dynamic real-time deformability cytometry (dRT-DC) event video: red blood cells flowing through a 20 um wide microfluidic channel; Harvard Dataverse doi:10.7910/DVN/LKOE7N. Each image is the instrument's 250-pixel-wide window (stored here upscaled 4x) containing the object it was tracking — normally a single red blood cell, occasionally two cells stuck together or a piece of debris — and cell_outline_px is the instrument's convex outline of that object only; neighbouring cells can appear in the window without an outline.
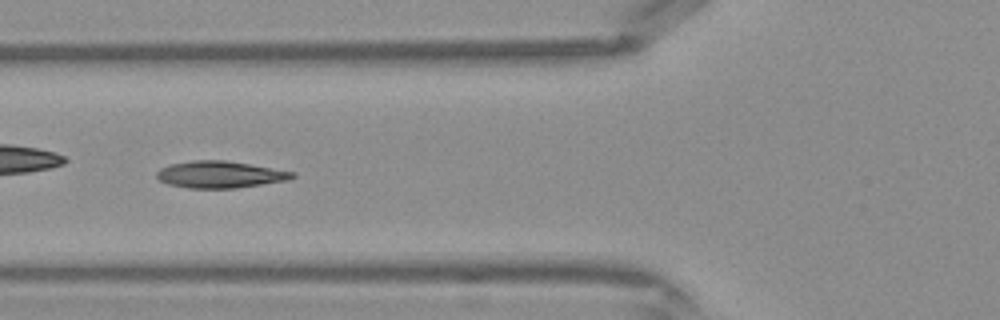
{"species": "Egyptian fruit bat (a non-hibernating species)", "species_latin": "Rousettus aegyptiacus", "temperature_condition": "warm", "stored_images_in_passage": 31, "camera_frame_rate_fps": 3000, "um_per_image_px": 0.085, "frame": {"image": 1, "passage_image": 5, "time_ms": 1.333, "image_size_px": [1000, 320], "cell_outline_px": [[296, 176], [288, 180], [236, 188], [188, 188], [168, 184], [160, 180], [156, 176], [156, 172], [160, 168], [168, 164], [192, 160], [224, 160], [296, 172]], "centroid_in_image_um": [18.67, 14.83], "position_along_channel_um": 107.1, "area_um2": 21.21}}
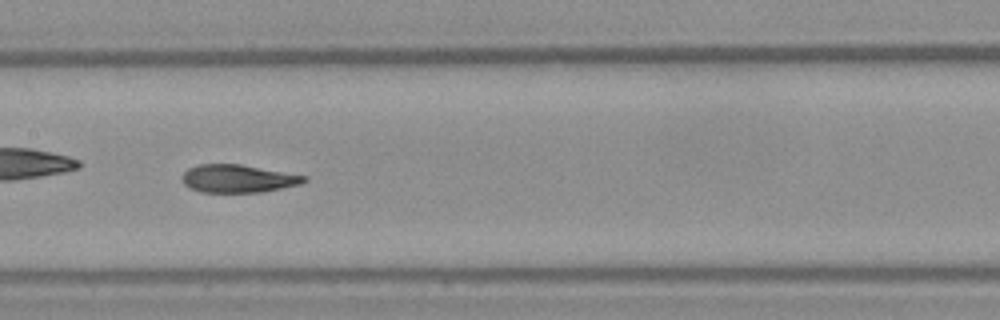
{"frame": {"image": 2, "passage_image": 10, "time_ms": 3.0, "image_size_px": [1000, 320], "cell_outline_px": [[308, 180], [300, 184], [260, 192], [200, 192], [188, 188], [180, 180], [180, 176], [188, 168], [200, 164], [240, 164], [308, 176]], "centroid_in_image_um": [20.18, 15.18], "position_along_channel_um": 187.2, "area_um2": 19.94}}
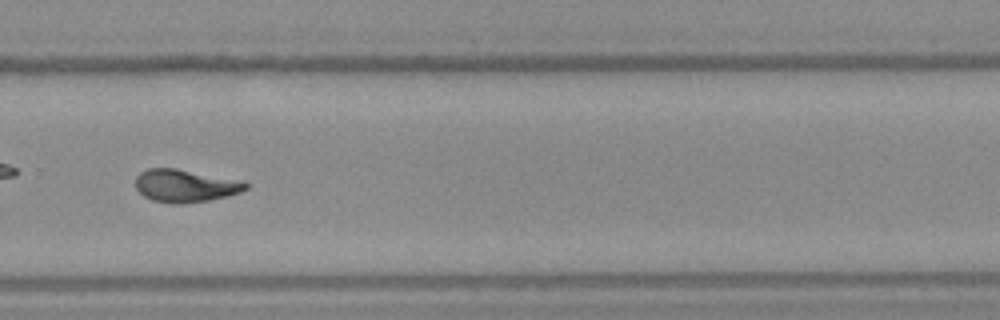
{"frame": {"image": 3, "passage_image": 18, "time_ms": 5.667, "image_size_px": [1000, 320], "cell_outline_px": [[248, 188], [240, 192], [228, 196], [208, 200], [184, 204], [172, 204], [152, 200], [144, 196], [136, 188], [136, 176], [140, 172], [148, 168], [176, 168], [244, 180], [248, 184]], "centroid_in_image_um": [15.77, 15.78], "position_along_channel_um": 314.0, "area_um2": 21.27}}